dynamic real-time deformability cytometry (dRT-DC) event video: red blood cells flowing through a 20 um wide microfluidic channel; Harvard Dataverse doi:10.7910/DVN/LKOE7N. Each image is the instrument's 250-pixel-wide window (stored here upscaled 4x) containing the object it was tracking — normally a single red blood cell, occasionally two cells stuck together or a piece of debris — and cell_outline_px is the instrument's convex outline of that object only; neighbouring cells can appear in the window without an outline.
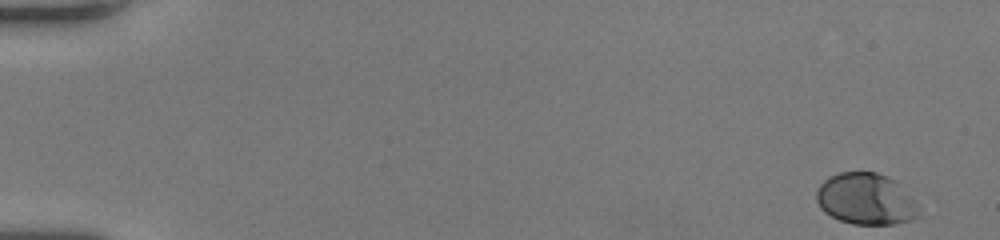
{"species": "human", "species_latin": "Homo sapiens", "temperature_condition": "room temperature", "stored_images_in_passage": 52, "camera_frame_rate_fps": 3000, "um_per_image_px": 0.085, "donor": {"sex": "female"}, "frame": {"image": 1, "passage_image": 1, "time_ms": 0.0, "image_size_px": [1000, 240], "cell_outline_px": [[916, 216], [908, 220], [892, 224], [852, 224], [840, 220], [824, 212], [820, 208], [816, 200], [816, 192], [820, 184], [828, 176], [840, 172], [876, 172], [888, 176], [896, 180], [916, 204]], "centroid_in_image_um": [73.53, 16.89], "position_along_channel_um": 11.5, "area_um2": 30.4}}
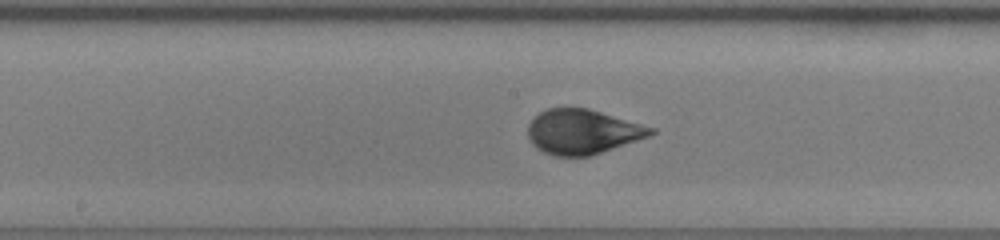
{"frame": {"image": 2, "passage_image": 28, "time_ms": 9.0, "image_size_px": [1000, 240], "cell_outline_px": [[656, 132], [648, 136], [588, 156], [556, 156], [544, 152], [536, 148], [532, 144], [528, 136], [528, 124], [540, 112], [548, 108], [588, 108], [656, 128]], "centroid_in_image_um": [49.49, 11.19], "position_along_channel_um": 198.7, "area_um2": 31.62}}
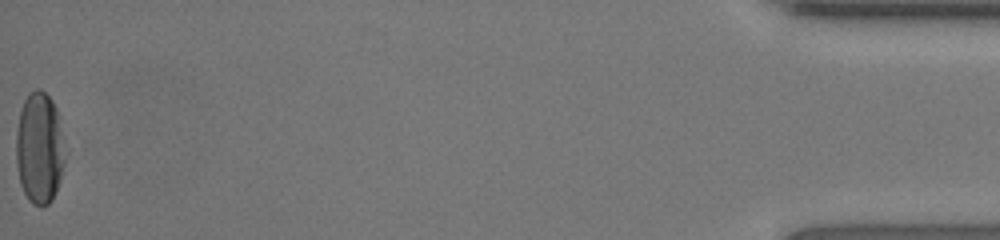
{"frame": {"image": 3, "passage_image": 52, "time_ms": 17.0, "image_size_px": [1000, 240], "cell_outline_px": [[68, 152], [60, 180], [56, 192], [52, 200], [48, 204], [32, 204], [28, 200], [20, 184], [16, 164], [16, 132], [20, 112], [24, 100], [28, 92], [36, 88], [40, 88], [52, 100], [60, 116], [68, 148]], "centroid_in_image_um": [3.4, 12.55], "position_along_channel_um": 431.8, "area_um2": 32.89}, "authors_computed_cell_mechanics": {"area_um2": 31.4143, "velocity_mm_per_s": 4.0773, "shape_relaxation_time_tau1_ms": 4.8238, "shape_relaxation_time_tau2_ms": null, "deformation_change_tau1": 0.1908, "deformation_change_tau2": null}}